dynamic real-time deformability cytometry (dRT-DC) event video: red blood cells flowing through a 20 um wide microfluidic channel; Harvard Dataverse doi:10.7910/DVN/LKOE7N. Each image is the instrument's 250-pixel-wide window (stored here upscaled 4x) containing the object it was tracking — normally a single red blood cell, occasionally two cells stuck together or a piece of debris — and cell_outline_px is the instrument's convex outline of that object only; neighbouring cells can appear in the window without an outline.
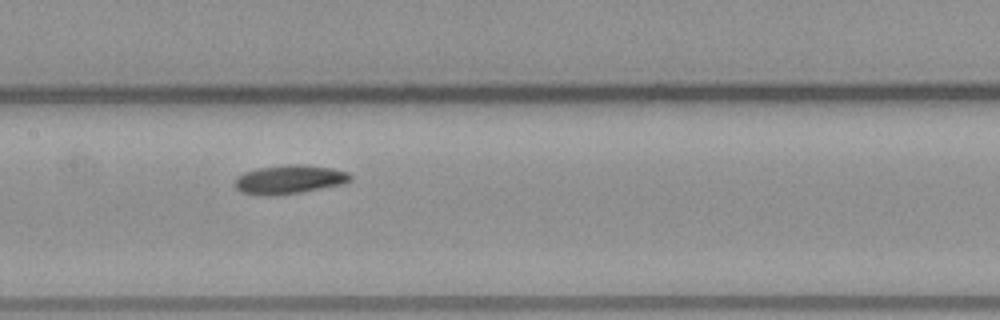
{"species": "common noctule bat (a hibernating species)", "species_latin": "Nyctalus noctula", "temperature_condition": "warm", "stored_images_in_passage": 9, "camera_frame_rate_fps": 3000, "um_per_image_px": 0.085, "animal": {"sex": "male", "body_mass_g": 23.1, "forearm_length_mm": 52.7}, "frame": {"image": 1, "passage_image": 7, "time_ms": 7.333, "image_size_px": [1000, 320], "cell_outline_px": [[352, 180], [344, 184], [300, 192], [240, 192], [232, 184], [236, 176], [244, 172], [260, 168], [288, 164], [300, 164], [332, 168], [348, 172], [352, 176]], "centroid_in_image_um": [24.65, 15.2], "position_along_channel_um": 182.7, "area_um2": 18.61}}
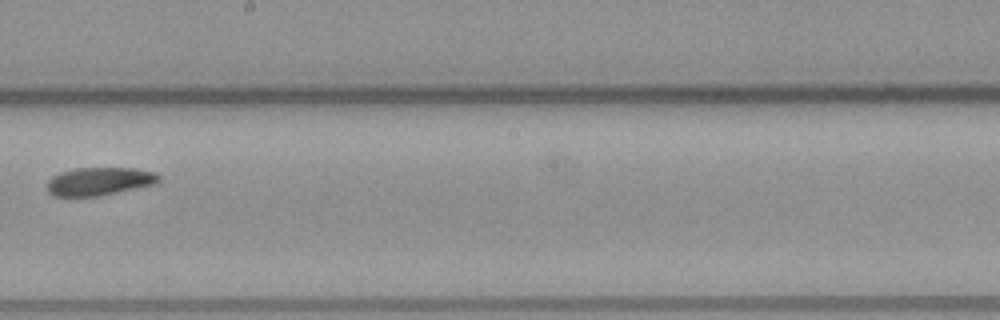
{"frame": {"image": 2, "passage_image": 8, "time_ms": 8.667, "image_size_px": [1000, 320], "cell_outline_px": [[160, 180], [156, 184], [100, 196], [52, 196], [48, 192], [48, 180], [52, 176], [60, 172], [76, 168], [132, 168], [152, 172], [160, 176]], "centroid_in_image_um": [8.43, 15.42], "position_along_channel_um": 239.8, "area_um2": 18.26}}
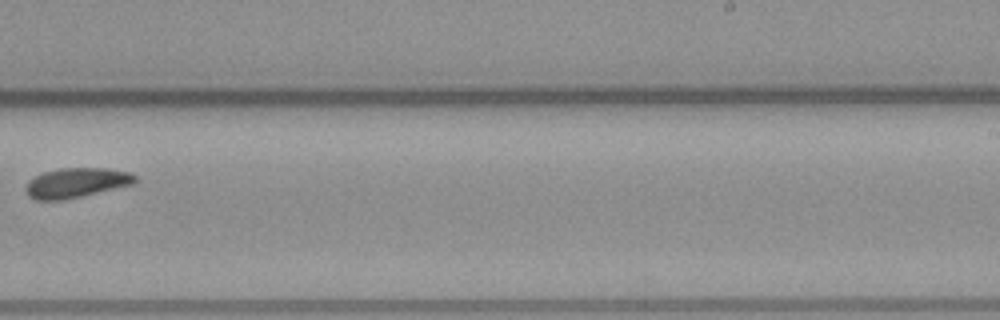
{"frame": {"image": 3, "passage_image": 9, "time_ms": 9.667, "image_size_px": [1000, 320], "cell_outline_px": [[136, 184], [64, 200], [36, 200], [28, 196], [24, 188], [28, 180], [44, 172], [60, 168], [104, 168], [128, 172], [136, 176]], "centroid_in_image_um": [6.48, 15.54], "position_along_channel_um": 282.5, "area_um2": 19.07}}